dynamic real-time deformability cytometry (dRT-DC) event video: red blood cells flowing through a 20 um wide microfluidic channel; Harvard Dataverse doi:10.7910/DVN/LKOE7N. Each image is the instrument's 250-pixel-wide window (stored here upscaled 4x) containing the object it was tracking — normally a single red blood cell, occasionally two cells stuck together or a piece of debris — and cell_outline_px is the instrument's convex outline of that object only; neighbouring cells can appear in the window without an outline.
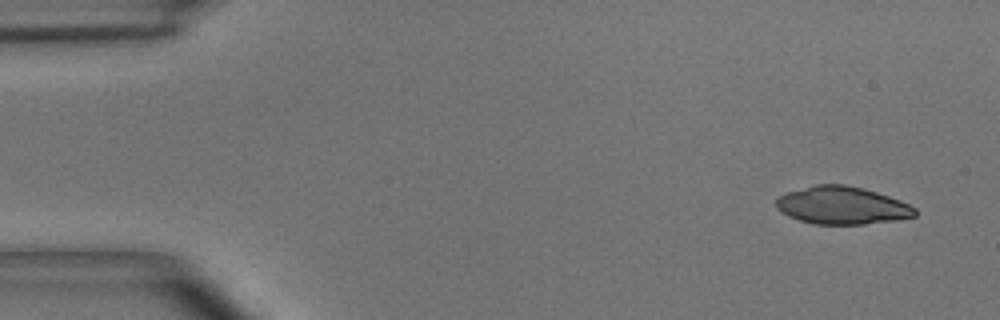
{"species": "common noctule bat (a hibernating species)", "species_latin": "Nyctalus noctula", "temperature_condition": "room temperature", "stored_images_in_passage": 4, "camera_frame_rate_fps": 3000, "um_per_image_px": 0.085, "animal": {"sex": "male", "body_mass_g": 15.6}, "frame": {"image": 1, "passage_image": 1, "time_ms": 0.0, "image_size_px": [1000, 320], "cell_outline_px": [[916, 216], [892, 220], [864, 224], [812, 224], [788, 216], [776, 208], [776, 200], [780, 196], [788, 192], [816, 184], [844, 184], [864, 188], [900, 200], [916, 208]], "centroid_in_image_um": [71.57, 17.46], "position_along_channel_um": 13.4, "area_um2": 30.29}}